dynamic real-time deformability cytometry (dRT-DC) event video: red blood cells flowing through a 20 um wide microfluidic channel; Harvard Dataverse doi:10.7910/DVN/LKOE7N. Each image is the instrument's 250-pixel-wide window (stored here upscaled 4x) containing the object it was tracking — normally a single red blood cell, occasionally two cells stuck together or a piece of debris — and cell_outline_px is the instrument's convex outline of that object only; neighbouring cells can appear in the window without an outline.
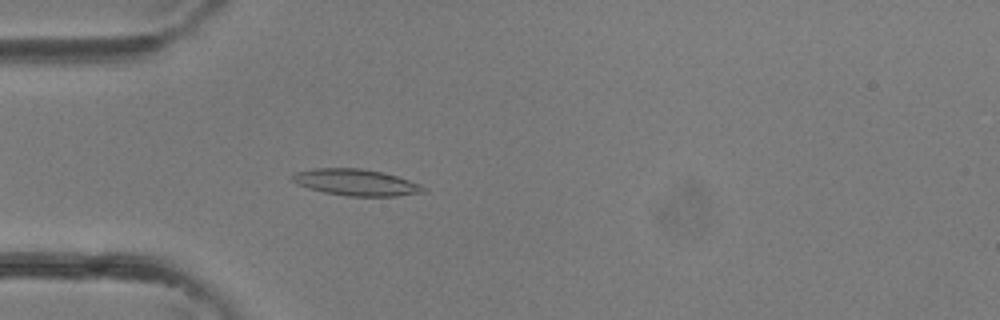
{"species": "common noctule bat (a hibernating species)", "species_latin": "Nyctalus noctula", "temperature_condition": "room temperature", "stored_images_in_passage": 33, "camera_frame_rate_fps": 3000, "um_per_image_px": 0.085, "animal": {"sex": "female"}, "frame": {"image": 1, "passage_image": 7, "time_ms": 2.0, "image_size_px": [1000, 320], "cell_outline_px": [[428, 188], [424, 192], [396, 196], [348, 196], [324, 192], [308, 188], [296, 184], [292, 180], [292, 176], [296, 172], [316, 168], [360, 168], [380, 172], [396, 176], [420, 184]], "centroid_in_image_um": [30.26, 15.51], "position_along_channel_um": 54.7, "area_um2": 20.06}}
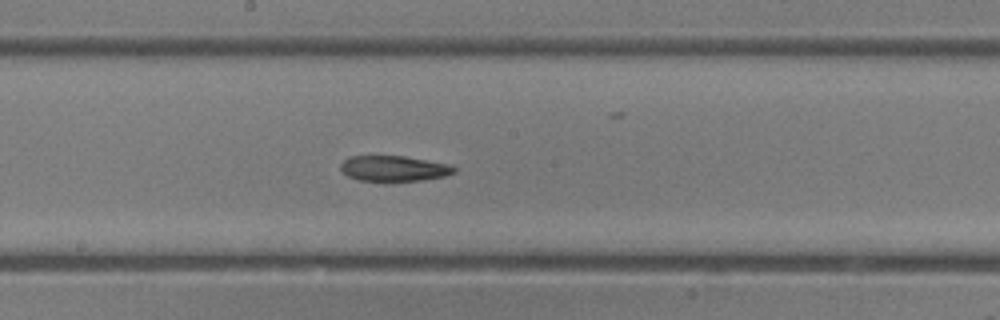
{"frame": {"image": 2, "passage_image": 16, "time_ms": 5.0, "image_size_px": [1000, 320], "cell_outline_px": [[456, 172], [444, 176], [420, 180], [360, 180], [348, 176], [340, 168], [340, 164], [348, 156], [404, 156], [452, 164], [456, 168]], "centroid_in_image_um": [33.51, 14.3], "position_along_channel_um": 214.7, "area_um2": 16.7}}
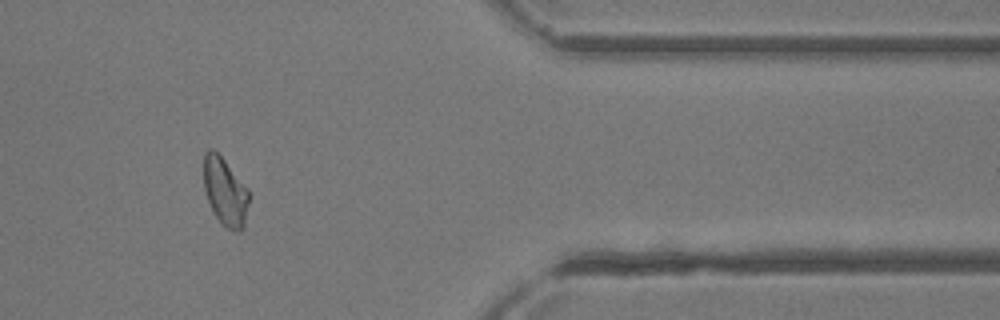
{"frame": {"image": 3, "passage_image": 27, "time_ms": 8.667, "image_size_px": [1000, 320], "cell_outline_px": [[248, 204], [244, 228], [240, 232], [228, 228], [216, 216], [208, 200], [204, 188], [204, 152], [208, 148], [212, 148], [224, 160], [248, 188]], "centroid_in_image_um": [19.14, 16.27], "position_along_channel_um": 392.3, "area_um2": 17.57}}